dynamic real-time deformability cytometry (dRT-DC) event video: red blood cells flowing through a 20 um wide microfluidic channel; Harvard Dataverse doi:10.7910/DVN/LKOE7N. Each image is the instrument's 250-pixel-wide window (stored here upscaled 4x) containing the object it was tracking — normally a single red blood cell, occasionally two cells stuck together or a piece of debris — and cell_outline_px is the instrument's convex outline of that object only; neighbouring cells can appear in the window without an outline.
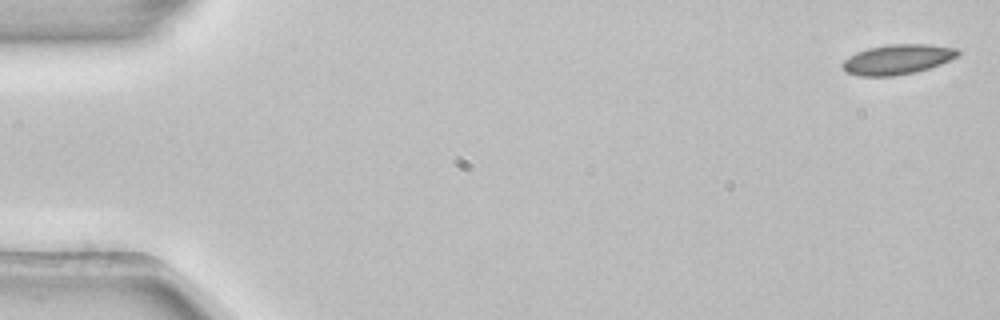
{"species": "common noctule bat (a hibernating species)", "species_latin": "Nyctalus noctula", "temperature_condition": "room temperature", "stored_images_in_passage": 3, "camera_frame_rate_fps": 3000, "um_per_image_px": 0.085, "animal": {"sex": "female", "body_mass_g": 22.7, "forearm_length_mm": 54.2}, "frame": {"image": 1, "passage_image": 1, "time_ms": 0.0, "image_size_px": [1000, 320], "cell_outline_px": [[960, 52], [956, 56], [940, 64], [928, 68], [912, 72], [892, 76], [860, 76], [848, 72], [840, 64], [848, 56], [856, 52], [868, 48], [888, 44], [928, 44], [960, 48]], "centroid_in_image_um": [76.27, 5.03], "position_along_channel_um": 8.7, "area_um2": 20.0}}